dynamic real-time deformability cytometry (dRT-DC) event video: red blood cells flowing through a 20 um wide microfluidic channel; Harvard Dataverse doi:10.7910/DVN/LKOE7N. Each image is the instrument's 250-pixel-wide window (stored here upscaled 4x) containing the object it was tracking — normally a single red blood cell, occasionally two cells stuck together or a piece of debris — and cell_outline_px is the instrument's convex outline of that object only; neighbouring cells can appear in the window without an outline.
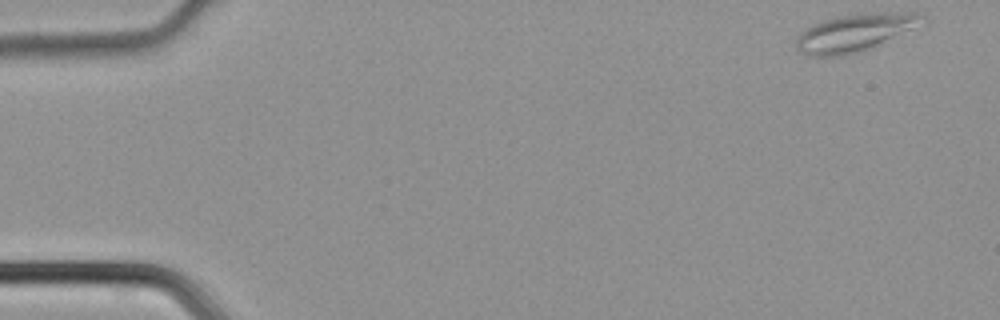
{"species": "common noctule bat (a hibernating species)", "species_latin": "Nyctalus noctula", "temperature_condition": "cold", "stored_images_in_passage": 44, "camera_frame_rate_fps": 3000, "um_per_image_px": 0.085, "animal": {"sex": "male", "body_mass_g": 21.5, "forearm_length_mm": 52.0}, "frame": {"image": 1, "passage_image": 1, "time_ms": 0.0, "image_size_px": [1000, 320], "cell_outline_px": [[928, 20], [912, 28], [860, 52], [844, 56], [808, 56], [800, 52], [796, 48], [796, 36], [804, 28], [824, 20], [836, 16], [872, 12], [920, 12], [928, 16]], "centroid_in_image_um": [72.64, 2.76], "position_along_channel_um": 12.4, "area_um2": 27.69}}
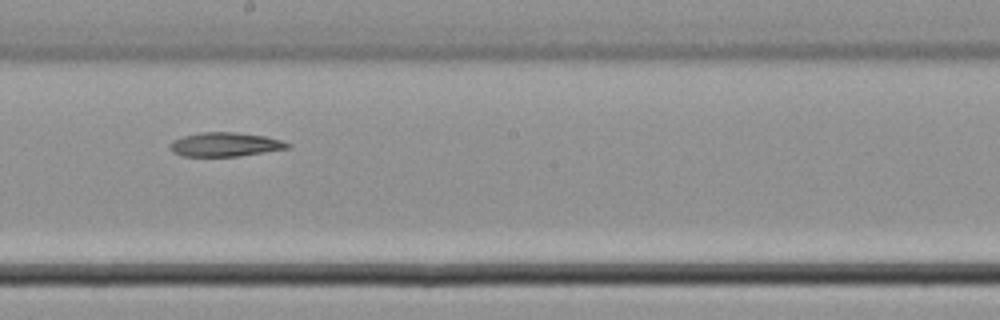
{"frame": {"image": 2, "passage_image": 24, "time_ms": 7.667, "image_size_px": [1000, 320], "cell_outline_px": [[292, 148], [240, 156], [180, 156], [172, 152], [168, 148], [168, 144], [172, 140], [184, 136], [200, 132], [236, 132], [264, 136], [280, 140], [292, 144]], "centroid_in_image_um": [19.12, 12.28], "position_along_channel_um": 229.1, "area_um2": 16.7}}
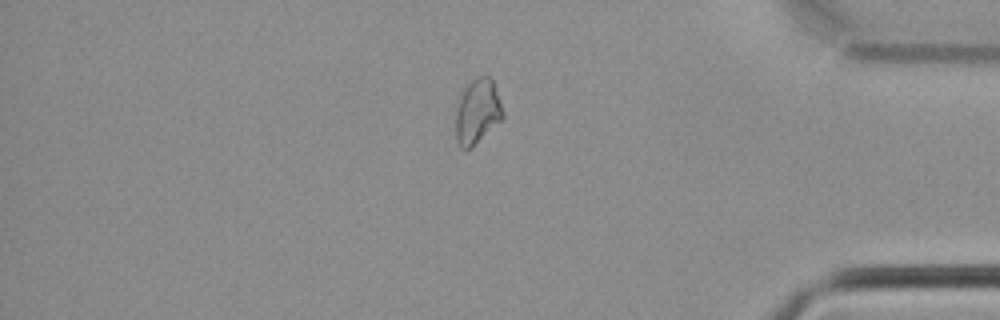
{"frame": {"image": 3, "passage_image": 37, "time_ms": 12.0, "image_size_px": [1000, 320], "cell_outline_px": [[504, 116], [472, 148], [460, 148], [456, 140], [456, 112], [460, 96], [464, 88], [472, 80], [480, 76], [488, 76], [492, 80], [504, 112]], "centroid_in_image_um": [40.56, 9.49], "position_along_channel_um": 394.6, "area_um2": 17.51}}